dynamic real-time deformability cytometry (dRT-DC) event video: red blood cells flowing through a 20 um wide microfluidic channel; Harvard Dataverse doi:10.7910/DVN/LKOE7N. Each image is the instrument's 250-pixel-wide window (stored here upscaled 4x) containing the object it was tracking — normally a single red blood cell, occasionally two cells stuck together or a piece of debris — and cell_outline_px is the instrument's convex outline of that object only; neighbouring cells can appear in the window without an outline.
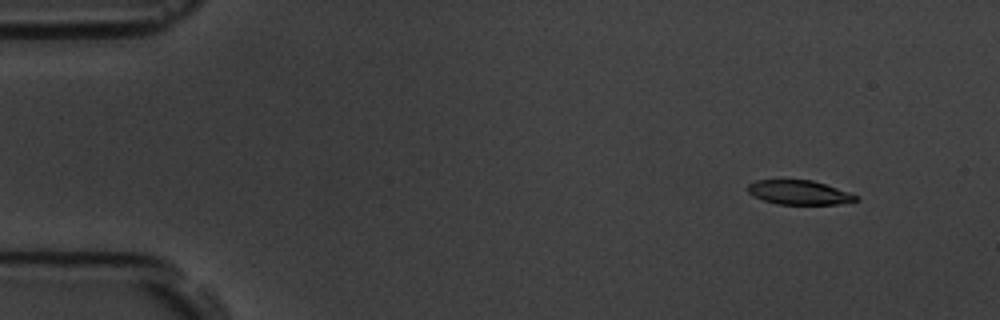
{"species": "common noctule bat (a hibernating species)", "species_latin": "Nyctalus noctula", "temperature_condition": "room temperature", "stored_images_in_passage": 6, "camera_frame_rate_fps": 3000, "um_per_image_px": 0.085, "animal": {"sex": "male", "body_mass_g": 19.5, "forearm_length_mm": 54.6}, "frame": {"image": 1, "passage_image": 2, "time_ms": 1.333, "image_size_px": [1000, 320], "cell_outline_px": [[860, 200], [836, 204], [776, 204], [752, 196], [748, 192], [748, 184], [756, 180], [812, 180], [860, 196]], "centroid_in_image_um": [67.92, 16.36], "position_along_channel_um": 17.1, "area_um2": 15.2}}
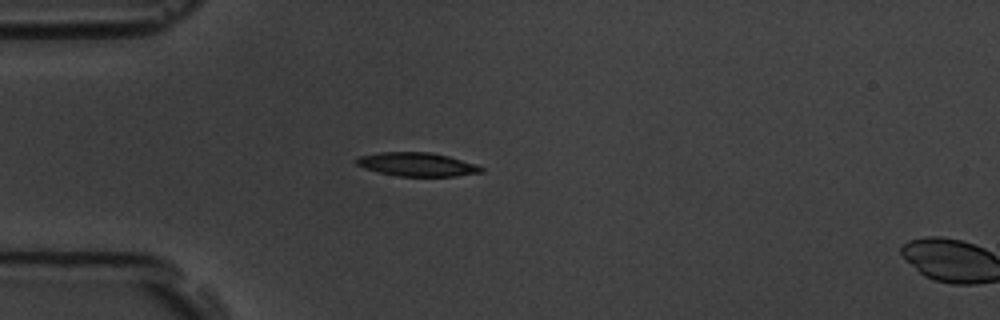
{"frame": {"image": 2, "passage_image": 5, "time_ms": 4.667, "image_size_px": [1000, 320], "cell_outline_px": [[484, 172], [456, 176], [396, 176], [364, 168], [356, 164], [356, 160], [360, 156], [380, 152], [432, 152], [448, 156], [476, 164], [484, 168]], "centroid_in_image_um": [35.48, 13.97], "position_along_channel_um": 49.5, "area_um2": 17.17}}